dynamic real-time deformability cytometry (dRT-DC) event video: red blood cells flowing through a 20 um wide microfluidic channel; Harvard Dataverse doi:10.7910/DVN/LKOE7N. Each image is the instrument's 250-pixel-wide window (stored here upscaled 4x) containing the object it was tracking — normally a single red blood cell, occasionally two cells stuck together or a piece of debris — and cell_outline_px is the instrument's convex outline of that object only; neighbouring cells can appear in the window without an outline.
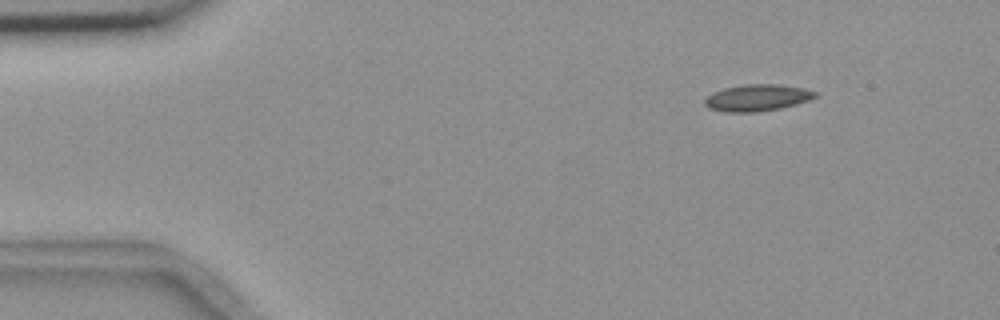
{"species": "common noctule bat (a hibernating species)", "species_latin": "Nyctalus noctula", "temperature_condition": "room temperature", "stored_images_in_passage": 6, "camera_frame_rate_fps": 3000, "um_per_image_px": 0.085, "animal": {"sex": "female", "body_mass_g": 18.4}, "frame": {"image": 1, "passage_image": 2, "time_ms": 1.333, "image_size_px": [1000, 320], "cell_outline_px": [[816, 96], [808, 100], [796, 104], [780, 108], [756, 112], [728, 112], [708, 108], [704, 104], [704, 100], [712, 92], [724, 88], [744, 84], [776, 84], [804, 88], [816, 92]], "centroid_in_image_um": [64.33, 8.3], "position_along_channel_um": 20.7, "area_um2": 17.05}}
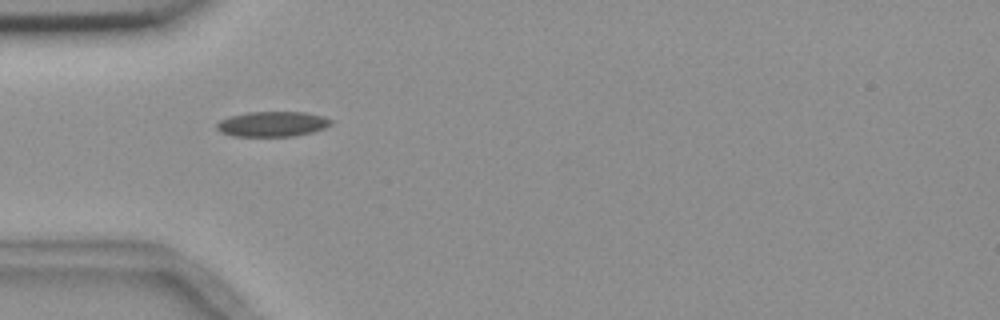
{"frame": {"image": 2, "passage_image": 5, "time_ms": 4.667, "image_size_px": [1000, 320], "cell_outline_px": [[332, 124], [324, 128], [312, 132], [292, 136], [232, 136], [220, 132], [216, 128], [216, 124], [220, 120], [232, 116], [248, 112], [304, 112], [324, 116], [332, 120]], "centroid_in_image_um": [23.15, 10.54], "position_along_channel_um": 61.8, "area_um2": 16.7}}